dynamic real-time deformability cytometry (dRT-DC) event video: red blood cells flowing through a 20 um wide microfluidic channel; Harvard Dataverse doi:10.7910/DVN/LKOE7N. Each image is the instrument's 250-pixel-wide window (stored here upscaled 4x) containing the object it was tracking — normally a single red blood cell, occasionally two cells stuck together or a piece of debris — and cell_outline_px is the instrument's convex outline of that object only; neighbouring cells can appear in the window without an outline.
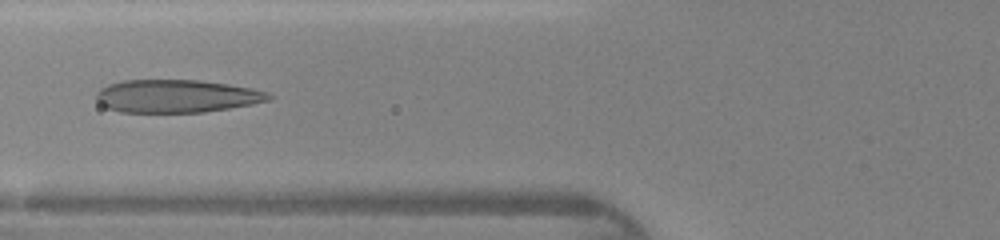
{"species": "human", "species_latin": "Homo sapiens", "temperature_condition": "warm", "stored_images_in_passage": 39, "camera_frame_rate_fps": 3000, "um_per_image_px": 0.085, "donor": {"sex": "female"}, "frame": {"image": 1, "passage_image": 12, "time_ms": 3.667, "image_size_px": [1000, 240], "cell_outline_px": [[272, 96], [268, 100], [252, 104], [204, 112], [120, 112], [108, 108], [100, 104], [96, 100], [96, 92], [100, 88], [108, 84], [124, 80], [200, 80], [228, 84], [252, 88], [268, 92]], "centroid_in_image_um": [14.98, 8.16], "position_along_channel_um": 110.8, "area_um2": 33.06}}
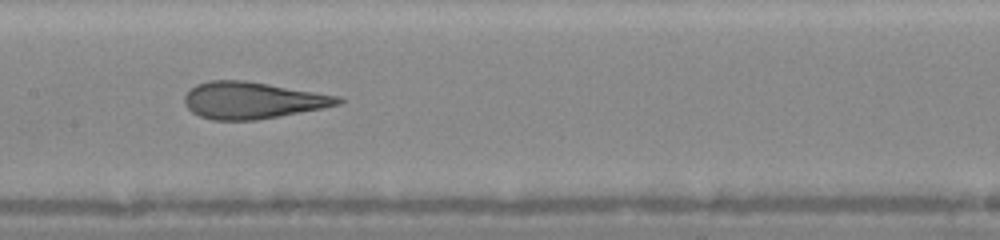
{"frame": {"image": 2, "passage_image": 17, "time_ms": 5.333, "image_size_px": [1000, 240], "cell_outline_px": [[344, 100], [340, 104], [324, 108], [256, 120], [212, 120], [200, 116], [192, 112], [184, 104], [184, 96], [196, 84], [208, 80], [244, 80], [340, 96]], "centroid_in_image_um": [21.45, 8.53], "position_along_channel_um": 186.0, "area_um2": 32.83}}
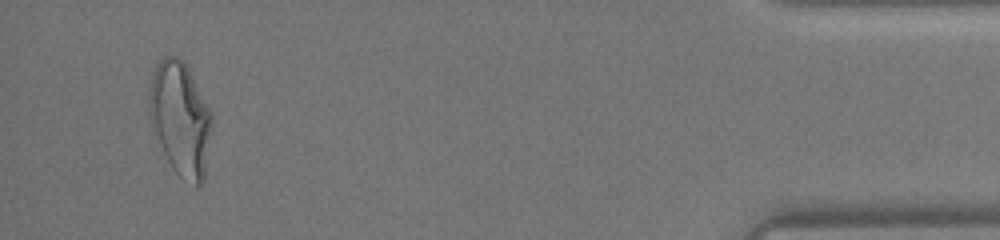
{"frame": {"image": 3, "passage_image": 37, "time_ms": 12.0, "image_size_px": [1000, 240], "cell_outline_px": [[212, 128], [204, 180], [196, 188], [180, 176], [176, 172], [168, 160], [152, 128], [148, 104], [148, 88], [152, 72], [156, 64], [164, 56], [180, 56], [184, 60], [212, 112]], "centroid_in_image_um": [15.33, 10.05], "position_along_channel_um": 419.9, "area_um2": 41.91}}